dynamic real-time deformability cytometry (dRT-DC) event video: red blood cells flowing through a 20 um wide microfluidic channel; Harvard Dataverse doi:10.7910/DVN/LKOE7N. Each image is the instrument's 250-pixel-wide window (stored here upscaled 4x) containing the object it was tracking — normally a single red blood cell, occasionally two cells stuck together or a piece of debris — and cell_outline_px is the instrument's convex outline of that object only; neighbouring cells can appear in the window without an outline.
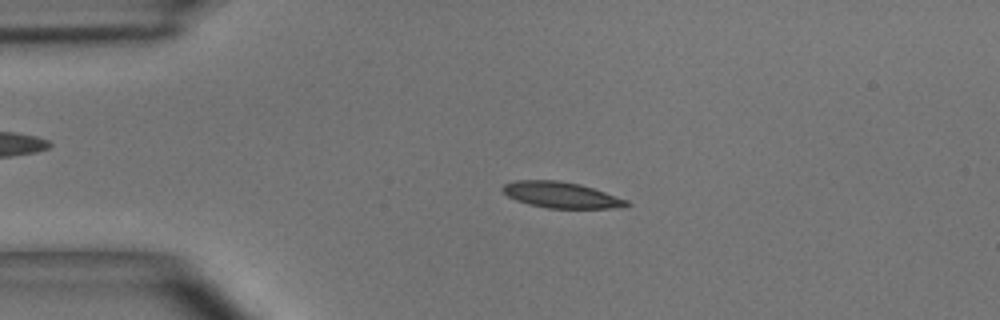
{"species": "common noctule bat (a hibernating species)", "species_latin": "Nyctalus noctula", "temperature_condition": "room temperature", "stored_images_in_passage": 3, "camera_frame_rate_fps": 3000, "um_per_image_px": 0.085, "animal": {"sex": "male", "body_mass_g": 15.6}, "frame": {"image": 1, "passage_image": 2, "time_ms": 0.333, "image_size_px": [1000, 320], "cell_outline_px": [[632, 204], [624, 208], [548, 208], [528, 204], [516, 200], [508, 196], [500, 188], [504, 184], [516, 180], [556, 180], [580, 184], [628, 200]], "centroid_in_image_um": [47.71, 16.57], "position_along_channel_um": 37.3, "area_um2": 18.79}}